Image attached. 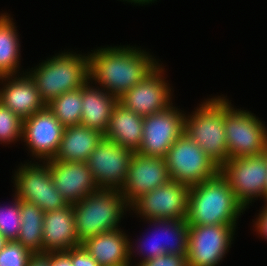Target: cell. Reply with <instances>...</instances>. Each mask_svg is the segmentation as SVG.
I'll list each match as a JSON object with an SVG mask.
<instances>
[{
	"mask_svg": "<svg viewBox=\"0 0 267 266\" xmlns=\"http://www.w3.org/2000/svg\"><path fill=\"white\" fill-rule=\"evenodd\" d=\"M88 52L89 80L117 99L137 85L160 63L135 46H107ZM94 82V83H93ZM99 85V86H98Z\"/></svg>",
	"mask_w": 267,
	"mask_h": 266,
	"instance_id": "cell-1",
	"label": "cell"
},
{
	"mask_svg": "<svg viewBox=\"0 0 267 266\" xmlns=\"http://www.w3.org/2000/svg\"><path fill=\"white\" fill-rule=\"evenodd\" d=\"M245 210L219 172L189 188L186 222L188 225H232L236 228Z\"/></svg>",
	"mask_w": 267,
	"mask_h": 266,
	"instance_id": "cell-2",
	"label": "cell"
},
{
	"mask_svg": "<svg viewBox=\"0 0 267 266\" xmlns=\"http://www.w3.org/2000/svg\"><path fill=\"white\" fill-rule=\"evenodd\" d=\"M34 68L27 73L46 105L65 92L81 88L89 80L88 54L61 52Z\"/></svg>",
	"mask_w": 267,
	"mask_h": 266,
	"instance_id": "cell-3",
	"label": "cell"
},
{
	"mask_svg": "<svg viewBox=\"0 0 267 266\" xmlns=\"http://www.w3.org/2000/svg\"><path fill=\"white\" fill-rule=\"evenodd\" d=\"M225 97L207 98L185 115L184 134L221 167L228 159L225 135Z\"/></svg>",
	"mask_w": 267,
	"mask_h": 266,
	"instance_id": "cell-4",
	"label": "cell"
},
{
	"mask_svg": "<svg viewBox=\"0 0 267 266\" xmlns=\"http://www.w3.org/2000/svg\"><path fill=\"white\" fill-rule=\"evenodd\" d=\"M73 209L76 232L82 243L101 233L120 229L119 223L130 205L118 190L99 189L73 204Z\"/></svg>",
	"mask_w": 267,
	"mask_h": 266,
	"instance_id": "cell-5",
	"label": "cell"
},
{
	"mask_svg": "<svg viewBox=\"0 0 267 266\" xmlns=\"http://www.w3.org/2000/svg\"><path fill=\"white\" fill-rule=\"evenodd\" d=\"M254 113L237 109L225 97V135L229 158L262 155L267 147V128Z\"/></svg>",
	"mask_w": 267,
	"mask_h": 266,
	"instance_id": "cell-6",
	"label": "cell"
},
{
	"mask_svg": "<svg viewBox=\"0 0 267 266\" xmlns=\"http://www.w3.org/2000/svg\"><path fill=\"white\" fill-rule=\"evenodd\" d=\"M170 179L189 187L213 178L220 167L186 134H182L164 157Z\"/></svg>",
	"mask_w": 267,
	"mask_h": 266,
	"instance_id": "cell-7",
	"label": "cell"
},
{
	"mask_svg": "<svg viewBox=\"0 0 267 266\" xmlns=\"http://www.w3.org/2000/svg\"><path fill=\"white\" fill-rule=\"evenodd\" d=\"M22 164L12 176L14 195L22 201L33 203L45 213L67 206L69 203L60 195L52 181L49 165L46 162Z\"/></svg>",
	"mask_w": 267,
	"mask_h": 266,
	"instance_id": "cell-8",
	"label": "cell"
},
{
	"mask_svg": "<svg viewBox=\"0 0 267 266\" xmlns=\"http://www.w3.org/2000/svg\"><path fill=\"white\" fill-rule=\"evenodd\" d=\"M219 172L245 209L249 208V204L256 198H262L265 202L267 165L263 154L229 158L220 167Z\"/></svg>",
	"mask_w": 267,
	"mask_h": 266,
	"instance_id": "cell-9",
	"label": "cell"
},
{
	"mask_svg": "<svg viewBox=\"0 0 267 266\" xmlns=\"http://www.w3.org/2000/svg\"><path fill=\"white\" fill-rule=\"evenodd\" d=\"M187 266H217L231 248L232 225H188Z\"/></svg>",
	"mask_w": 267,
	"mask_h": 266,
	"instance_id": "cell-10",
	"label": "cell"
},
{
	"mask_svg": "<svg viewBox=\"0 0 267 266\" xmlns=\"http://www.w3.org/2000/svg\"><path fill=\"white\" fill-rule=\"evenodd\" d=\"M189 186L170 180L142 194L130 209L145 220H186Z\"/></svg>",
	"mask_w": 267,
	"mask_h": 266,
	"instance_id": "cell-11",
	"label": "cell"
},
{
	"mask_svg": "<svg viewBox=\"0 0 267 266\" xmlns=\"http://www.w3.org/2000/svg\"><path fill=\"white\" fill-rule=\"evenodd\" d=\"M134 153L131 149L103 137L87 160L99 189H122Z\"/></svg>",
	"mask_w": 267,
	"mask_h": 266,
	"instance_id": "cell-12",
	"label": "cell"
},
{
	"mask_svg": "<svg viewBox=\"0 0 267 266\" xmlns=\"http://www.w3.org/2000/svg\"><path fill=\"white\" fill-rule=\"evenodd\" d=\"M184 113L172 105L167 110L145 116L143 138L137 153L164 158L170 147L184 133Z\"/></svg>",
	"mask_w": 267,
	"mask_h": 266,
	"instance_id": "cell-13",
	"label": "cell"
},
{
	"mask_svg": "<svg viewBox=\"0 0 267 266\" xmlns=\"http://www.w3.org/2000/svg\"><path fill=\"white\" fill-rule=\"evenodd\" d=\"M165 66L159 64L133 88L118 98V102L142 117L167 110L172 103V89L165 80Z\"/></svg>",
	"mask_w": 267,
	"mask_h": 266,
	"instance_id": "cell-14",
	"label": "cell"
},
{
	"mask_svg": "<svg viewBox=\"0 0 267 266\" xmlns=\"http://www.w3.org/2000/svg\"><path fill=\"white\" fill-rule=\"evenodd\" d=\"M65 127L46 106L23 120L22 141L40 162L54 159Z\"/></svg>",
	"mask_w": 267,
	"mask_h": 266,
	"instance_id": "cell-15",
	"label": "cell"
},
{
	"mask_svg": "<svg viewBox=\"0 0 267 266\" xmlns=\"http://www.w3.org/2000/svg\"><path fill=\"white\" fill-rule=\"evenodd\" d=\"M146 222L154 226V233L157 235L152 233L153 235H150L151 238L149 237L151 240L148 238H146L145 242L141 240V243L137 245L138 247L136 246V249L132 245V242H130V261L137 250L136 254L139 256L141 254L142 256L139 263L163 254L187 255L189 226L186 220L159 219L146 220Z\"/></svg>",
	"mask_w": 267,
	"mask_h": 266,
	"instance_id": "cell-16",
	"label": "cell"
},
{
	"mask_svg": "<svg viewBox=\"0 0 267 266\" xmlns=\"http://www.w3.org/2000/svg\"><path fill=\"white\" fill-rule=\"evenodd\" d=\"M170 180L164 158L143 156L135 152L130 161L124 186L119 192L125 201L131 205L142 194L157 189Z\"/></svg>",
	"mask_w": 267,
	"mask_h": 266,
	"instance_id": "cell-17",
	"label": "cell"
},
{
	"mask_svg": "<svg viewBox=\"0 0 267 266\" xmlns=\"http://www.w3.org/2000/svg\"><path fill=\"white\" fill-rule=\"evenodd\" d=\"M57 191L69 204H75L99 190L87 162L45 161Z\"/></svg>",
	"mask_w": 267,
	"mask_h": 266,
	"instance_id": "cell-18",
	"label": "cell"
},
{
	"mask_svg": "<svg viewBox=\"0 0 267 266\" xmlns=\"http://www.w3.org/2000/svg\"><path fill=\"white\" fill-rule=\"evenodd\" d=\"M0 83L3 85L0 87V103L23 120L46 107L34 80L27 72L0 76Z\"/></svg>",
	"mask_w": 267,
	"mask_h": 266,
	"instance_id": "cell-19",
	"label": "cell"
},
{
	"mask_svg": "<svg viewBox=\"0 0 267 266\" xmlns=\"http://www.w3.org/2000/svg\"><path fill=\"white\" fill-rule=\"evenodd\" d=\"M80 245L76 232L73 204L44 214L43 254L66 252Z\"/></svg>",
	"mask_w": 267,
	"mask_h": 266,
	"instance_id": "cell-20",
	"label": "cell"
},
{
	"mask_svg": "<svg viewBox=\"0 0 267 266\" xmlns=\"http://www.w3.org/2000/svg\"><path fill=\"white\" fill-rule=\"evenodd\" d=\"M130 241L129 235L120 227V229L88 238L81 245L100 266H122L132 265Z\"/></svg>",
	"mask_w": 267,
	"mask_h": 266,
	"instance_id": "cell-21",
	"label": "cell"
},
{
	"mask_svg": "<svg viewBox=\"0 0 267 266\" xmlns=\"http://www.w3.org/2000/svg\"><path fill=\"white\" fill-rule=\"evenodd\" d=\"M144 117L117 102L103 136L122 147L137 152L143 138Z\"/></svg>",
	"mask_w": 267,
	"mask_h": 266,
	"instance_id": "cell-22",
	"label": "cell"
},
{
	"mask_svg": "<svg viewBox=\"0 0 267 266\" xmlns=\"http://www.w3.org/2000/svg\"><path fill=\"white\" fill-rule=\"evenodd\" d=\"M81 125L105 133L112 110L118 99L101 87H95L88 80L81 87Z\"/></svg>",
	"mask_w": 267,
	"mask_h": 266,
	"instance_id": "cell-23",
	"label": "cell"
},
{
	"mask_svg": "<svg viewBox=\"0 0 267 266\" xmlns=\"http://www.w3.org/2000/svg\"><path fill=\"white\" fill-rule=\"evenodd\" d=\"M103 134L83 125L65 127L54 160L64 162H87L91 152L103 139Z\"/></svg>",
	"mask_w": 267,
	"mask_h": 266,
	"instance_id": "cell-24",
	"label": "cell"
},
{
	"mask_svg": "<svg viewBox=\"0 0 267 266\" xmlns=\"http://www.w3.org/2000/svg\"><path fill=\"white\" fill-rule=\"evenodd\" d=\"M16 28L10 14H0V76L20 73L21 45Z\"/></svg>",
	"mask_w": 267,
	"mask_h": 266,
	"instance_id": "cell-25",
	"label": "cell"
},
{
	"mask_svg": "<svg viewBox=\"0 0 267 266\" xmlns=\"http://www.w3.org/2000/svg\"><path fill=\"white\" fill-rule=\"evenodd\" d=\"M44 214L37 205L20 200L21 226L16 241L33 254H43Z\"/></svg>",
	"mask_w": 267,
	"mask_h": 266,
	"instance_id": "cell-26",
	"label": "cell"
},
{
	"mask_svg": "<svg viewBox=\"0 0 267 266\" xmlns=\"http://www.w3.org/2000/svg\"><path fill=\"white\" fill-rule=\"evenodd\" d=\"M46 106L64 127L81 124V88L61 94Z\"/></svg>",
	"mask_w": 267,
	"mask_h": 266,
	"instance_id": "cell-27",
	"label": "cell"
},
{
	"mask_svg": "<svg viewBox=\"0 0 267 266\" xmlns=\"http://www.w3.org/2000/svg\"><path fill=\"white\" fill-rule=\"evenodd\" d=\"M23 135V119L0 103V143L17 142Z\"/></svg>",
	"mask_w": 267,
	"mask_h": 266,
	"instance_id": "cell-28",
	"label": "cell"
},
{
	"mask_svg": "<svg viewBox=\"0 0 267 266\" xmlns=\"http://www.w3.org/2000/svg\"><path fill=\"white\" fill-rule=\"evenodd\" d=\"M13 202L9 206H0V232L9 240H17L21 219L20 200L13 195Z\"/></svg>",
	"mask_w": 267,
	"mask_h": 266,
	"instance_id": "cell-29",
	"label": "cell"
},
{
	"mask_svg": "<svg viewBox=\"0 0 267 266\" xmlns=\"http://www.w3.org/2000/svg\"><path fill=\"white\" fill-rule=\"evenodd\" d=\"M34 254L18 241H8L0 251V266H27Z\"/></svg>",
	"mask_w": 267,
	"mask_h": 266,
	"instance_id": "cell-30",
	"label": "cell"
},
{
	"mask_svg": "<svg viewBox=\"0 0 267 266\" xmlns=\"http://www.w3.org/2000/svg\"><path fill=\"white\" fill-rule=\"evenodd\" d=\"M136 266H187L186 255L163 254L135 264ZM133 265V266H135Z\"/></svg>",
	"mask_w": 267,
	"mask_h": 266,
	"instance_id": "cell-31",
	"label": "cell"
},
{
	"mask_svg": "<svg viewBox=\"0 0 267 266\" xmlns=\"http://www.w3.org/2000/svg\"><path fill=\"white\" fill-rule=\"evenodd\" d=\"M73 266H100L97 261L80 245L65 252Z\"/></svg>",
	"mask_w": 267,
	"mask_h": 266,
	"instance_id": "cell-32",
	"label": "cell"
},
{
	"mask_svg": "<svg viewBox=\"0 0 267 266\" xmlns=\"http://www.w3.org/2000/svg\"><path fill=\"white\" fill-rule=\"evenodd\" d=\"M256 221L253 224L255 228L254 231H257L262 238L264 237L267 240V202H265L262 211L258 213Z\"/></svg>",
	"mask_w": 267,
	"mask_h": 266,
	"instance_id": "cell-33",
	"label": "cell"
},
{
	"mask_svg": "<svg viewBox=\"0 0 267 266\" xmlns=\"http://www.w3.org/2000/svg\"><path fill=\"white\" fill-rule=\"evenodd\" d=\"M49 266H73L70 257L65 252L49 253Z\"/></svg>",
	"mask_w": 267,
	"mask_h": 266,
	"instance_id": "cell-34",
	"label": "cell"
},
{
	"mask_svg": "<svg viewBox=\"0 0 267 266\" xmlns=\"http://www.w3.org/2000/svg\"><path fill=\"white\" fill-rule=\"evenodd\" d=\"M27 266H49V253L46 254H34Z\"/></svg>",
	"mask_w": 267,
	"mask_h": 266,
	"instance_id": "cell-35",
	"label": "cell"
},
{
	"mask_svg": "<svg viewBox=\"0 0 267 266\" xmlns=\"http://www.w3.org/2000/svg\"><path fill=\"white\" fill-rule=\"evenodd\" d=\"M123 1H127L128 3H134V5L136 4V5H141V6H143V4L144 5H148V4H152V3H154V1H157V0H123Z\"/></svg>",
	"mask_w": 267,
	"mask_h": 266,
	"instance_id": "cell-36",
	"label": "cell"
},
{
	"mask_svg": "<svg viewBox=\"0 0 267 266\" xmlns=\"http://www.w3.org/2000/svg\"><path fill=\"white\" fill-rule=\"evenodd\" d=\"M8 241L9 240L0 232V251L5 247Z\"/></svg>",
	"mask_w": 267,
	"mask_h": 266,
	"instance_id": "cell-37",
	"label": "cell"
},
{
	"mask_svg": "<svg viewBox=\"0 0 267 266\" xmlns=\"http://www.w3.org/2000/svg\"><path fill=\"white\" fill-rule=\"evenodd\" d=\"M263 155L265 156V163L267 165V147H266ZM265 202H267V186H266V193H265Z\"/></svg>",
	"mask_w": 267,
	"mask_h": 266,
	"instance_id": "cell-38",
	"label": "cell"
}]
</instances>
